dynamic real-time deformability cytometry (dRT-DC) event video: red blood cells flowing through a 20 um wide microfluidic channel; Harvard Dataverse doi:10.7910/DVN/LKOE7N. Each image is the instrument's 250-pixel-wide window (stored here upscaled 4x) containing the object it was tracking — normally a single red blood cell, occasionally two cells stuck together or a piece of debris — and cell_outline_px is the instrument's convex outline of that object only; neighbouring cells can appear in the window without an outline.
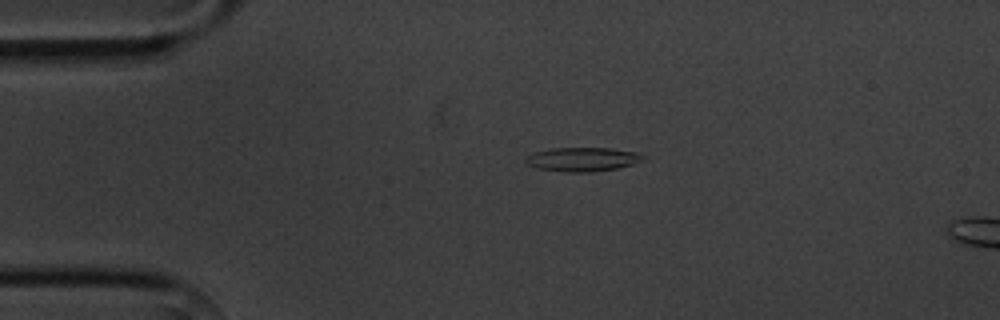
{"species": "common noctule bat (a hibernating species)", "species_latin": "Nyctalus noctula", "temperature_condition": "cold", "stored_images_in_passage": 4, "camera_frame_rate_fps": 3000, "um_per_image_px": 0.085, "animal": {"sex": "male", "body_mass_g": 20.1, "forearm_length_mm": 53.5}, "frame": {"image": 1, "passage_image": 2, "time_ms": 1.333, "image_size_px": [1000, 320], "cell_outline_px": [[644, 156], [640, 160], [632, 164], [616, 168], [588, 172], [564, 172], [536, 168], [524, 164], [524, 156], [536, 152], [552, 148], [608, 148], [636, 152]], "centroid_in_image_um": [49.4, 13.54], "position_along_channel_um": 35.6, "area_um2": 16.3}}